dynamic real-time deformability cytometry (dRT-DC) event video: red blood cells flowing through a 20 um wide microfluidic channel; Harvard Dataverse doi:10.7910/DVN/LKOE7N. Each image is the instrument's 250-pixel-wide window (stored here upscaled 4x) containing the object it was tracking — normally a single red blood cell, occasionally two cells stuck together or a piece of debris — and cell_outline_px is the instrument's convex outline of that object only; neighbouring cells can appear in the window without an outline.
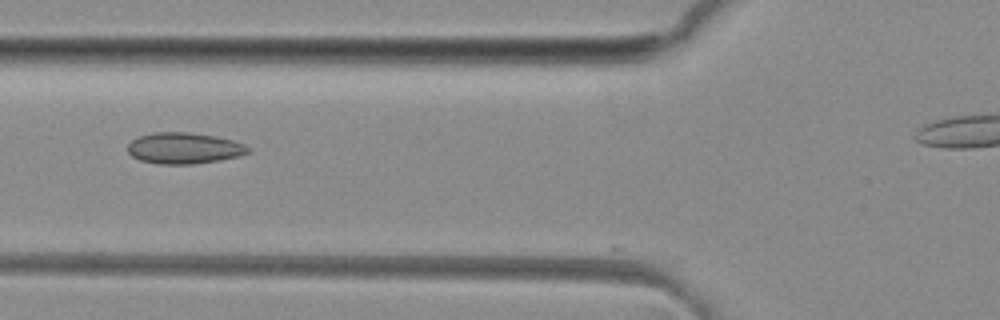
{"species": "common noctule bat (a hibernating species)", "species_latin": "Nyctalus noctula", "temperature_condition": "room temperature", "stored_images_in_passage": 27, "camera_frame_rate_fps": 3000, "um_per_image_px": 0.085, "animal": {"sex": "female", "body_mass_g": 29.2, "forearm_length_mm": 56.3}, "frame": {"image": 1, "passage_image": 2, "time_ms": 0.333, "image_size_px": [1000, 320], "cell_outline_px": [[252, 152], [220, 160], [192, 164], [160, 164], [140, 160], [132, 156], [128, 152], [128, 144], [132, 140], [140, 136], [156, 132], [188, 132], [216, 136], [232, 140], [244, 144], [252, 148]], "centroid_in_image_um": [15.67, 12.59], "position_along_channel_um": 110.1, "area_um2": 21.85}}
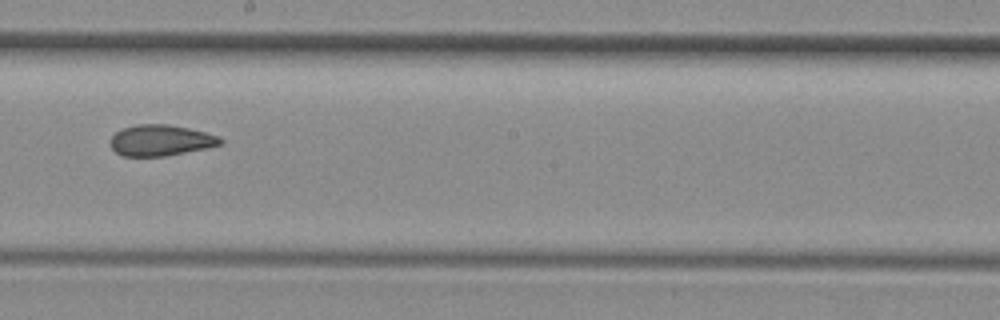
{"frame": {"image": 2, "passage_image": 11, "time_ms": 3.333, "image_size_px": [1000, 320], "cell_outline_px": [[224, 140], [220, 144], [204, 148], [164, 156], [124, 156], [116, 152], [112, 148], [112, 136], [116, 132], [124, 128], [136, 124], [168, 124], [188, 128], [220, 136]], "centroid_in_image_um": [13.66, 11.92], "position_along_channel_um": 234.5, "area_um2": 19.54}}
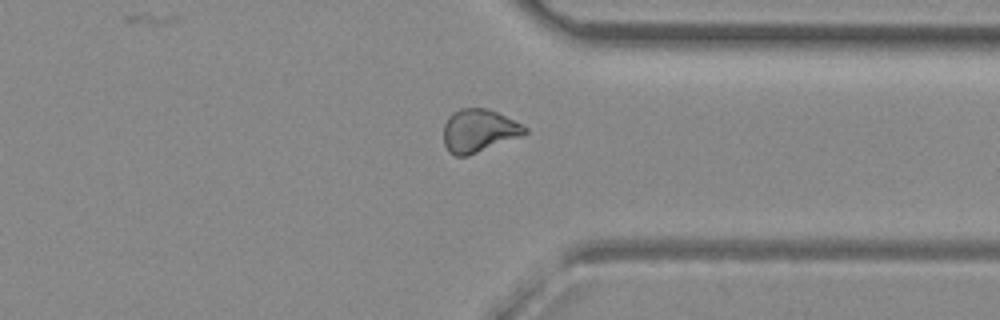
{"frame": {"image": 3, "passage_image": 21, "time_ms": 6.667, "image_size_px": [1000, 320], "cell_outline_px": [[528, 132], [520, 136], [468, 156], [456, 156], [448, 152], [444, 144], [444, 124], [448, 116], [452, 112], [460, 108], [488, 108], [528, 128]], "centroid_in_image_um": [40.65, 11.11], "position_along_channel_um": 370.7, "area_um2": 20.23}, "authors_computed_cell_mechanics": {"area_um2": 20.1144, "velocity_mm_per_s": 4.1396, "shape_relaxation_time_tau1_ms": null, "shape_relaxation_time_tau2_ms": 1.9298, "deformation_change_tau1": null, "deformation_change_tau2": 0.0531}}